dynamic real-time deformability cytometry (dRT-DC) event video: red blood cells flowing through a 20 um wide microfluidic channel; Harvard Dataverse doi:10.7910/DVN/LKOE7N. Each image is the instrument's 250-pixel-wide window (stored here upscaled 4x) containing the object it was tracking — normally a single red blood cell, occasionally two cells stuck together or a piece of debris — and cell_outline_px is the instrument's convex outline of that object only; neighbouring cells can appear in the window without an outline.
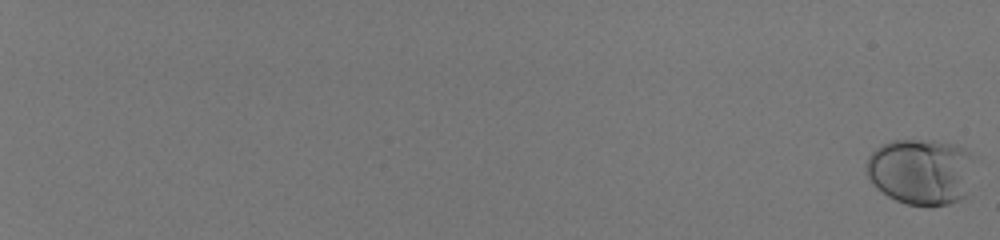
{"species": "human", "species_latin": "Homo sapiens", "temperature_condition": "room temperature", "stored_images_in_passage": 59, "camera_frame_rate_fps": 3000, "um_per_image_px": 0.085, "donor": {"sex": "male"}, "frame": {"image": 1, "passage_image": 1, "time_ms": 0.0, "image_size_px": [1000, 240], "cell_outline_px": [[972, 156], [964, 196], [960, 200], [948, 204], [908, 204], [896, 200], [888, 196], [876, 188], [872, 184], [864, 168], [868, 156], [876, 148], [892, 140], [932, 140], [956, 144], [972, 152]], "centroid_in_image_um": [78.21, 14.54], "position_along_channel_um": 6.8, "area_um2": 41.21}}
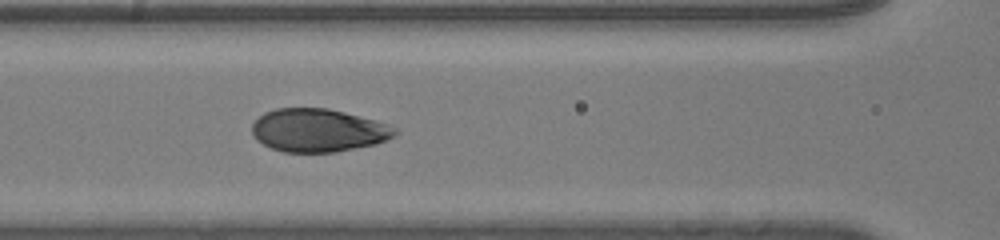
{"frame": {"image": 2, "passage_image": 34, "time_ms": 11.0, "image_size_px": [1000, 240], "cell_outline_px": [[396, 132], [392, 136], [376, 144], [336, 152], [284, 152], [272, 148], [256, 140], [252, 132], [252, 124], [264, 112], [276, 108], [328, 108], [344, 112], [372, 120], [396, 128]], "centroid_in_image_um": [26.99, 11.08], "position_along_channel_um": 139.6, "area_um2": 35.49}}
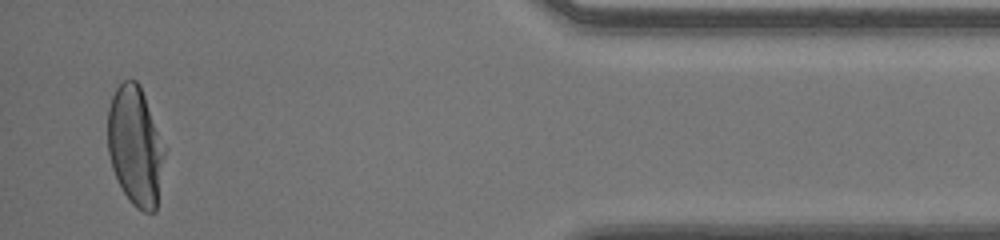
{"frame": {"image": 3, "passage_image": 58, "time_ms": 19.0, "image_size_px": [1000, 240], "cell_outline_px": [[168, 148], [156, 212], [144, 212], [136, 208], [132, 204], [116, 180], [112, 168], [108, 152], [108, 108], [112, 96], [116, 88], [124, 80], [136, 80], [140, 84]], "centroid_in_image_um": [11.56, 12.43], "position_along_channel_um": 423.6, "area_um2": 40.69}, "authors_computed_cell_mechanics": {"area_um2": 38.0324, "velocity_mm_per_s": 4.0599, "shape_relaxation_time_tau1_ms": 2.971, "shape_relaxation_time_tau2_ms": null, "deformation_change_tau1": 0.1644, "deformation_change_tau2": null}}